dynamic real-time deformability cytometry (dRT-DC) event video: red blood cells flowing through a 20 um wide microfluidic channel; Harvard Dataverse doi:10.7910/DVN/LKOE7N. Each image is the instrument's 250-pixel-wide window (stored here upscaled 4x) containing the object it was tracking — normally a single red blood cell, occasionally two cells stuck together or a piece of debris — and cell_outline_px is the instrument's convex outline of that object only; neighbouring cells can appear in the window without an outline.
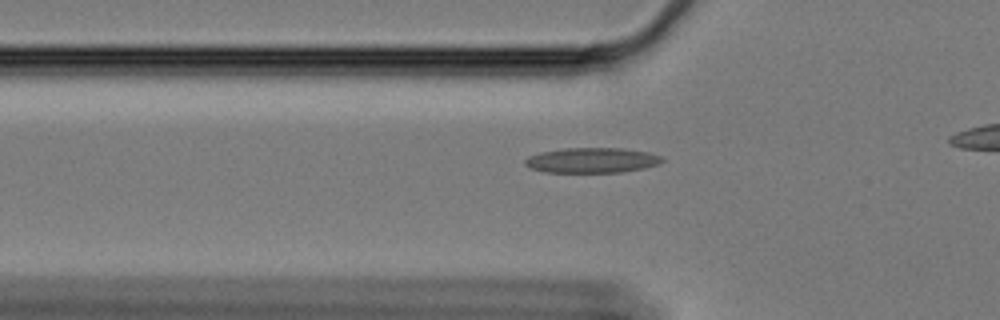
{"species": "Egyptian fruit bat (a non-hibernating species)", "species_latin": "Rousettus aegyptiacus", "temperature_condition": "cold", "stored_images_in_passage": 34, "camera_frame_rate_fps": 3000, "um_per_image_px": 0.085, "animal": {"sex": "female"}, "frame": {"image": 1, "passage_image": 2, "time_ms": 0.333, "image_size_px": [1000, 320], "cell_outline_px": [[664, 160], [656, 164], [644, 168], [620, 172], [544, 172], [532, 168], [524, 164], [524, 160], [528, 156], [540, 152], [564, 148], [624, 148], [648, 152], [660, 156]], "centroid_in_image_um": [50.28, 13.61], "position_along_channel_um": 75.5, "area_um2": 20.0}}
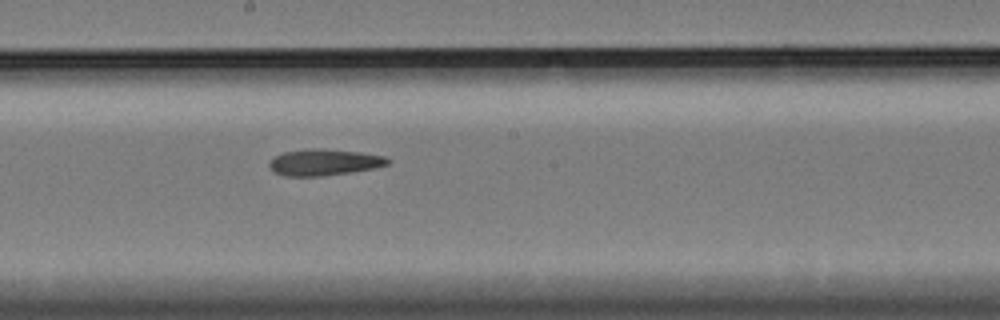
{"frame": {"image": 2, "passage_image": 15, "time_ms": 4.667, "image_size_px": [1000, 320], "cell_outline_px": [[392, 160], [388, 164], [376, 168], [320, 176], [284, 176], [276, 172], [268, 164], [272, 156], [284, 152], [304, 148], [324, 148], [360, 152], [384, 156]], "centroid_in_image_um": [27.54, 13.77], "position_along_channel_um": 220.7, "area_um2": 18.32}}
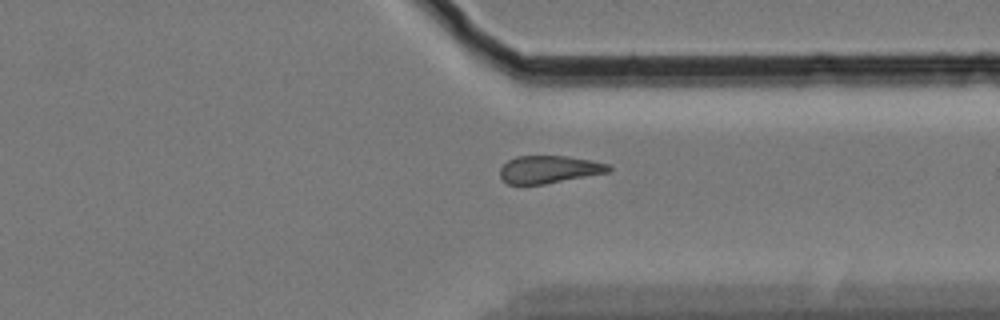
{"frame": {"image": 3, "passage_image": 28, "time_ms": 9.0, "image_size_px": [1000, 320], "cell_outline_px": [[612, 172], [544, 184], [508, 184], [500, 176], [500, 168], [508, 160], [516, 156], [568, 156], [592, 160], [608, 164], [612, 168]], "centroid_in_image_um": [46.71, 14.39], "position_along_channel_um": 364.7, "area_um2": 17.57}}